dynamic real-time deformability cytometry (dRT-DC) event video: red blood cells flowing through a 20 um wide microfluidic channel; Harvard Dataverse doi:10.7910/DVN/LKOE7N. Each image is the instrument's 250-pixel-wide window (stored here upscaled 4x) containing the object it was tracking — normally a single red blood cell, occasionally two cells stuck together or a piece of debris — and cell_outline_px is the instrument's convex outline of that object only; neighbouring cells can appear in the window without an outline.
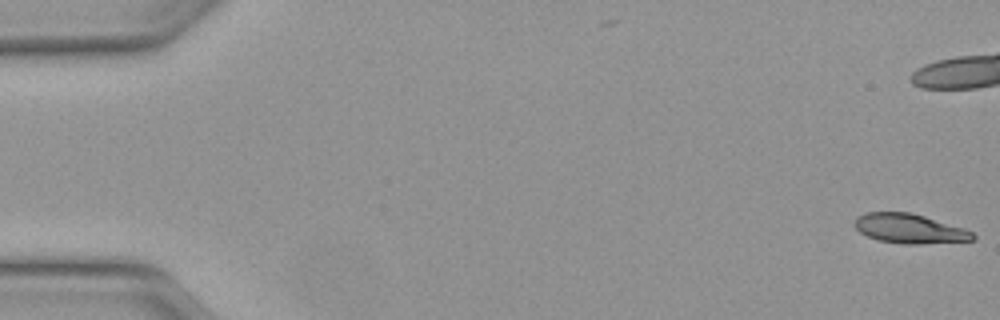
{"species": "Egyptian fruit bat (a non-hibernating species)", "species_latin": "Rousettus aegyptiacus", "temperature_condition": "warm", "stored_images_in_passage": 51, "camera_frame_rate_fps": 3000, "um_per_image_px": 0.085, "animal": {"sex": "female"}, "frame": {"image": 1, "passage_image": 1, "time_ms": 0.0, "image_size_px": [1000, 320], "cell_outline_px": [[976, 240], [920, 244], [904, 244], [880, 240], [868, 236], [860, 232], [852, 224], [856, 216], [864, 212], [908, 212], [924, 216], [964, 228], [972, 232], [976, 236]], "centroid_in_image_um": [77.29, 19.43], "position_along_channel_um": 7.7, "area_um2": 20.35}, "authors_computed_cell_mechanics": {"area_um2": 21.5016, "velocity_mm_per_s": 4.1485, "shape_relaxation_time_tau1_ms": 5.8689, "shape_relaxation_time_tau2_ms": 4.7316, "deformation_change_tau1": 0.2006, "deformation_change_tau2": 0.143}}